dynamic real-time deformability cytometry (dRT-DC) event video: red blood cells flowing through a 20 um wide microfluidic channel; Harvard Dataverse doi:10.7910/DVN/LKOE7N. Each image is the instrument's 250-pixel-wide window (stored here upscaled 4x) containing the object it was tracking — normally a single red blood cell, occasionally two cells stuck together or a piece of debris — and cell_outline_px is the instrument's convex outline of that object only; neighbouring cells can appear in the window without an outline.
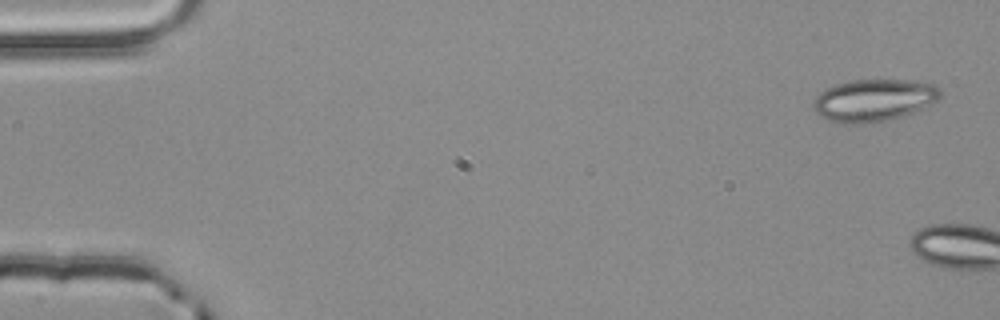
{"species": "common noctule bat (a hibernating species)", "species_latin": "Nyctalus noctula", "temperature_condition": "room temperature", "stored_images_in_passage": 6, "camera_frame_rate_fps": 3000, "um_per_image_px": 0.085, "animal": {"sex": "male", "body_mass_g": 20.4}, "frame": {"image": 1, "passage_image": 1, "time_ms": 0.0, "image_size_px": [1000, 320], "cell_outline_px": [[940, 100], [924, 108], [904, 116], [888, 120], [868, 124], [844, 124], [828, 120], [820, 116], [812, 108], [812, 104], [816, 96], [820, 92], [836, 84], [852, 80], [908, 80], [932, 84], [940, 88]], "centroid_in_image_um": [74.27, 8.54], "position_along_channel_um": 10.7, "area_um2": 31.56}}